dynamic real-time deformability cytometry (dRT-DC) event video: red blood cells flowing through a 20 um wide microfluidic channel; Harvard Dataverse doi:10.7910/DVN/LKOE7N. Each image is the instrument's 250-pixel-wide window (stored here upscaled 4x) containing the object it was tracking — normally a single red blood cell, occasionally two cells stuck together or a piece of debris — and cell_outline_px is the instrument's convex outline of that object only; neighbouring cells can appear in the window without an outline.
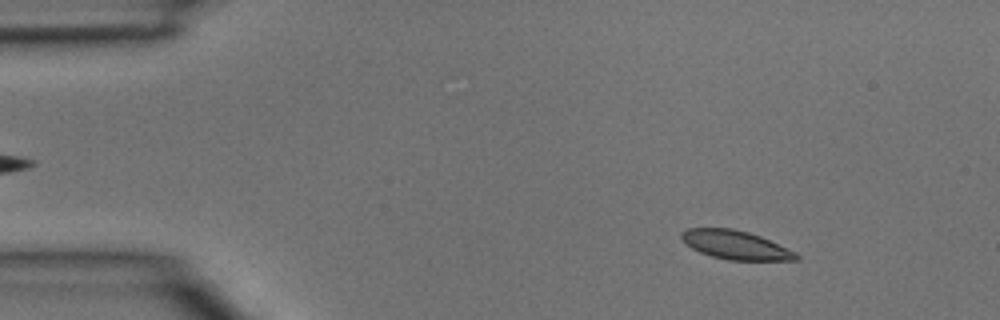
{"species": "common noctule bat (a hibernating species)", "species_latin": "Nyctalus noctula", "temperature_condition": "room temperature", "stored_images_in_passage": 3, "camera_frame_rate_fps": 3000, "um_per_image_px": 0.085, "animal": {"sex": "male", "body_mass_g": 15.6}, "frame": {"image": 1, "passage_image": 1, "time_ms": 0.0, "image_size_px": [1000, 320], "cell_outline_px": [[800, 260], [728, 260], [712, 256], [700, 252], [692, 248], [680, 236], [680, 232], [688, 228], [732, 228], [748, 232], [760, 236], [796, 252], [800, 256]], "centroid_in_image_um": [62.54, 20.82], "position_along_channel_um": 22.5, "area_um2": 19.07}}